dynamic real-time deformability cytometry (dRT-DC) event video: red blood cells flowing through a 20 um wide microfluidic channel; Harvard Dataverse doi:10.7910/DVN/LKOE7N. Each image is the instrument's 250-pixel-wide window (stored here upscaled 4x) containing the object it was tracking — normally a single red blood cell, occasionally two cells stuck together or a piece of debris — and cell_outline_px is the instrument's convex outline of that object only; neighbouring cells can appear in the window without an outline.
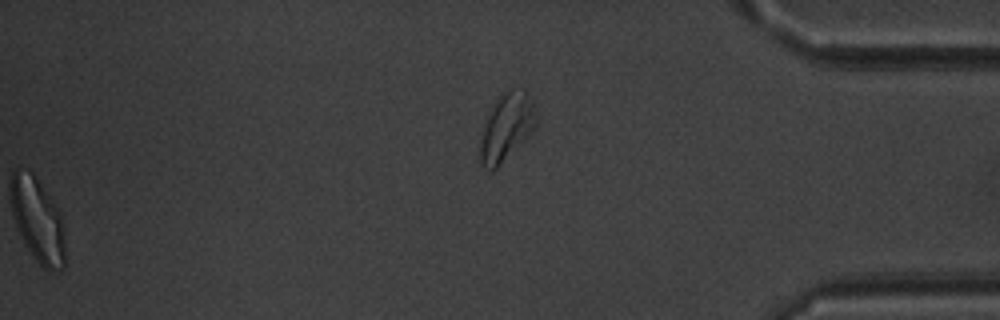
{"species": "common noctule bat (a hibernating species)", "species_latin": "Nyctalus noctula", "temperature_condition": "warm", "stored_images_in_passage": 36, "segment_of_instrument_passage": [2, 2], "camera_frame_rate_fps": 3000, "um_per_image_px": 0.085, "animal": {"sex": "male", "body_mass_g": 20.1, "forearm_length_mm": 53.5}, "frame": {"image": 1, "passage_image": 36, "time_ms": 11.667, "image_size_px": [1000, 320], "cell_outline_px": [[536, 128], [492, 172], [488, 172], [480, 164], [480, 144], [484, 124], [492, 104], [500, 92], [508, 88], [524, 88], [532, 100], [536, 120]], "centroid_in_image_um": [43.04, 10.76], "position_along_channel_um": 392.2, "area_um2": 22.25}}